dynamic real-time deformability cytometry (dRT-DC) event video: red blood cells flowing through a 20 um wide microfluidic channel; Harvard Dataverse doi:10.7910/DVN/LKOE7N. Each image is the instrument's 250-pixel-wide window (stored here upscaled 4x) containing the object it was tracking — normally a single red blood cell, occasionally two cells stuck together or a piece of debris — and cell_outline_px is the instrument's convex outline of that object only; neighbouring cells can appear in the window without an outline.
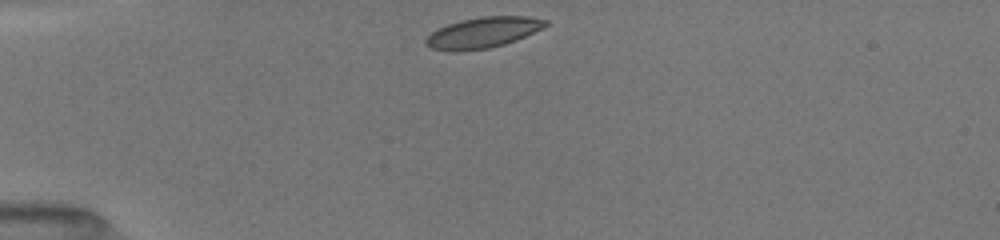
{"species": "common noctule bat (a hibernating species)", "species_latin": "Nyctalus noctula", "temperature_condition": "room temperature", "stored_images_in_passage": 52, "camera_frame_rate_fps": 3000, "um_per_image_px": 0.085, "animal": {"sex": "female", "body_mass_g": 19.5, "forearm_length_mm": 54.1}, "frame": {"image": 1, "passage_image": 1, "time_ms": 0.0, "image_size_px": [1000, 240], "cell_outline_px": [[548, 24], [516, 40], [504, 44], [488, 48], [456, 52], [448, 52], [432, 48], [424, 44], [424, 40], [432, 32], [448, 24], [460, 20], [484, 16], [528, 16], [548, 20]], "centroid_in_image_um": [41.01, 2.77], "position_along_channel_um": 44.0, "area_um2": 21.33}}
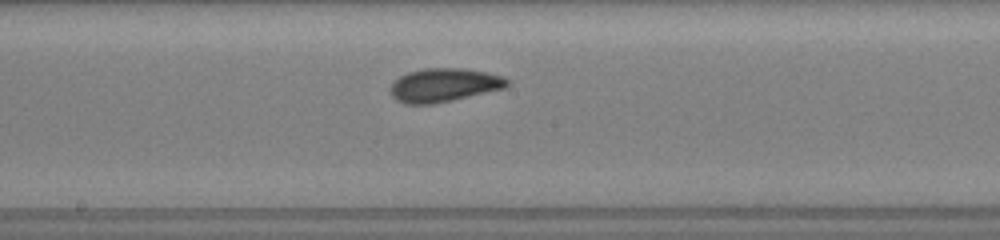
{"frame": {"image": 2, "passage_image": 23, "time_ms": 5.0, "image_size_px": [1000, 240], "cell_outline_px": [[512, 80], [504, 88], [436, 104], [404, 104], [396, 100], [392, 96], [388, 88], [400, 76], [408, 72], [424, 68], [464, 68], [504, 76]], "centroid_in_image_um": [37.73, 7.23], "position_along_channel_um": 210.5, "area_um2": 23.0}}
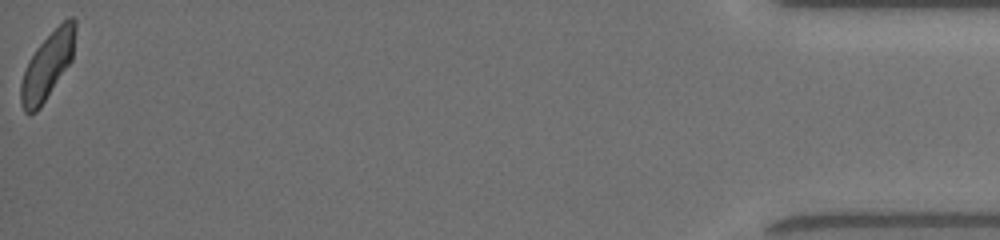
{"frame": {"image": 3, "passage_image": 52, "time_ms": 12.667, "image_size_px": [1000, 240], "cell_outline_px": [[76, 28], [72, 60], [40, 108], [36, 112], [24, 112], [20, 100], [20, 84], [28, 60], [36, 48], [68, 16], [72, 16], [76, 20]], "centroid_in_image_um": [4.04, 5.57], "position_along_channel_um": 431.2, "area_um2": 20.98}, "authors_computed_cell_mechanics": {"area_um2": 21.5305, "velocity_mm_per_s": 4.0102, "shape_relaxation_time_tau1_ms": 2.4692, "shape_relaxation_time_tau2_ms": 0.9863, "deformation_change_tau1": 0.0959, "deformation_change_tau2": 0.051}}